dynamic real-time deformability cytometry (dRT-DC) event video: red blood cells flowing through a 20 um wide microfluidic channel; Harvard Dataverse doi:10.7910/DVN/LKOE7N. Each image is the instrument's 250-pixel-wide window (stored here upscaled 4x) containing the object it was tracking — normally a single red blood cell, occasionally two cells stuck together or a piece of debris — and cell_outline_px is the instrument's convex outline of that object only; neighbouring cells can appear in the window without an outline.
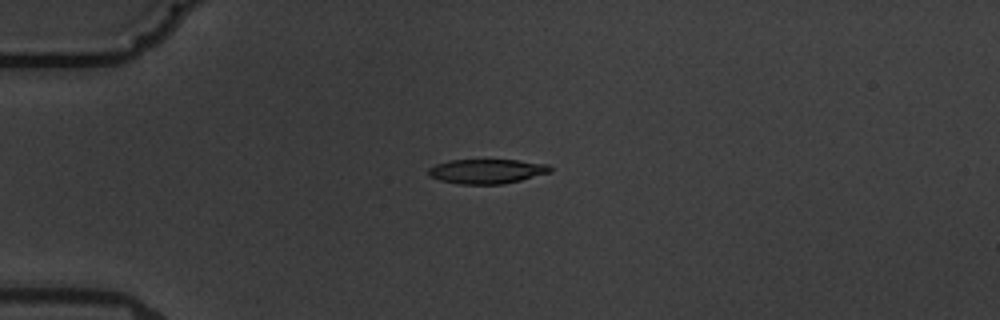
{"species": "common noctule bat (a hibernating species)", "species_latin": "Nyctalus noctula", "temperature_condition": "warm", "stored_images_in_passage": 5, "camera_frame_rate_fps": 3000, "um_per_image_px": 0.085, "animal": {"sex": "male", "body_mass_g": 19.5, "forearm_length_mm": 54.6}, "frame": {"image": 1, "passage_image": 4, "time_ms": 4.667, "image_size_px": [1000, 320], "cell_outline_px": [[552, 172], [504, 184], [460, 184], [440, 180], [428, 176], [428, 168], [436, 164], [448, 160], [516, 160], [548, 164], [552, 168]], "centroid_in_image_um": [41.37, 14.56], "position_along_channel_um": 43.6, "area_um2": 17.46}}